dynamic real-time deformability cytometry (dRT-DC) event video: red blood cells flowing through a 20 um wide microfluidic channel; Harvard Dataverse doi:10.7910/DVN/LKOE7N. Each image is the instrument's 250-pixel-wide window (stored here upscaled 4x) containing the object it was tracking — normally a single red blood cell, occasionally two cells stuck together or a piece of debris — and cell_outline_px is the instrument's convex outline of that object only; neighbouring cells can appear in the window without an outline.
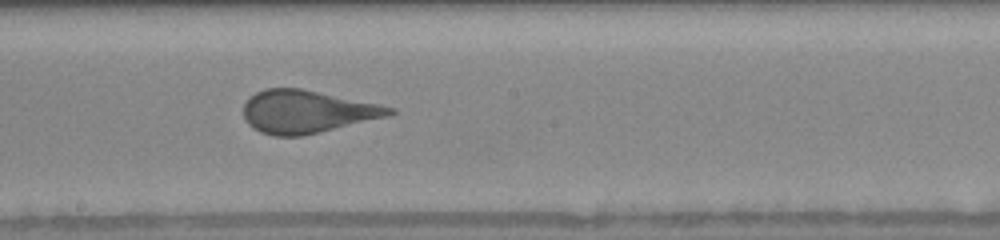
{"species": "human", "species_latin": "Homo sapiens", "temperature_condition": "warm", "stored_images_in_passage": 12, "camera_frame_rate_fps": 3000, "um_per_image_px": 0.085, "donor": {"sex": "female"}, "frame": {"image": 1, "passage_image": 9, "time_ms": 5.667, "image_size_px": [1000, 240], "cell_outline_px": [[396, 112], [388, 116], [304, 136], [276, 136], [260, 132], [252, 128], [244, 120], [244, 104], [248, 96], [264, 88], [300, 88], [396, 108]], "centroid_in_image_um": [26.04, 9.5], "position_along_channel_um": 222.2, "area_um2": 36.36}}